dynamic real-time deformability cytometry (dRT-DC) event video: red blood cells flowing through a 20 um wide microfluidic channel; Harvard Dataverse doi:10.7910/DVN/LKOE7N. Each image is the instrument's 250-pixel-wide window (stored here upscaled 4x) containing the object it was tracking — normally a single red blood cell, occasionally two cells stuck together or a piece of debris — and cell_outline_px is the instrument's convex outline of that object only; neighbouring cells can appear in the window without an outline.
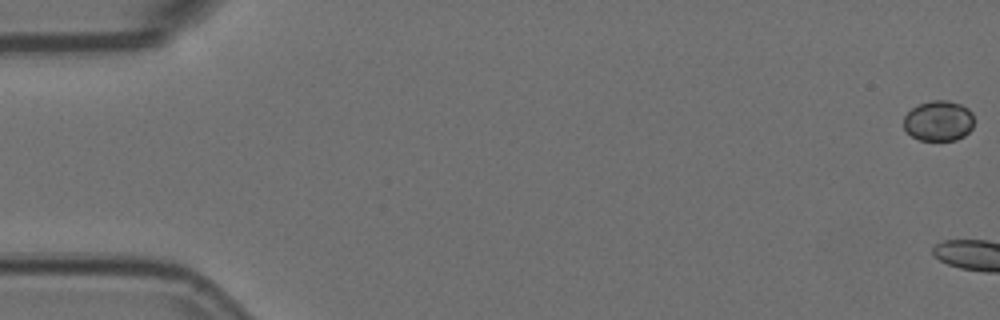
{"species": "Egyptian fruit bat (a non-hibernating species)", "species_latin": "Rousettus aegyptiacus", "temperature_condition": "room temperature", "stored_images_in_passage": 5, "camera_frame_rate_fps": 3000, "um_per_image_px": 0.085, "animal": {"sex": "female"}, "frame": {"image": 1, "passage_image": 1, "time_ms": 0.0, "image_size_px": [1000, 320], "cell_outline_px": [[972, 128], [964, 136], [956, 140], [920, 140], [912, 136], [904, 128], [904, 116], [912, 108], [920, 104], [932, 100], [948, 100], [960, 104], [968, 108], [972, 112]], "centroid_in_image_um": [79.78, 10.27], "position_along_channel_um": 5.2, "area_um2": 16.47}}